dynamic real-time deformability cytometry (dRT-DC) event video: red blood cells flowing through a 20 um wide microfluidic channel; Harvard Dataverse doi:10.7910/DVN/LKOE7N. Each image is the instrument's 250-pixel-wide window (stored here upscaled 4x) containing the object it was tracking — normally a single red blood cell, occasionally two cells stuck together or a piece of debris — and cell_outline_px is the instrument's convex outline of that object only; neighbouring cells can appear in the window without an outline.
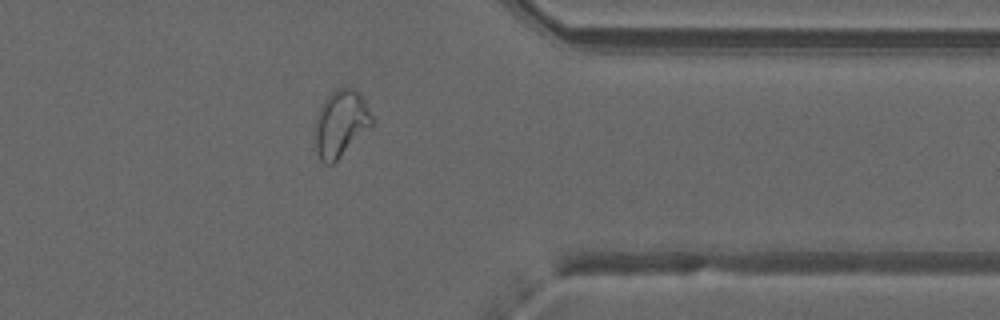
{"species": "common noctule bat (a hibernating species)", "species_latin": "Nyctalus noctula", "temperature_condition": "warm", "stored_images_in_passage": 36, "camera_frame_rate_fps": 3000, "um_per_image_px": 0.085, "animal": {"sex": "male", "forearm_length_mm": 52.5}, "frame": {"image": 1, "passage_image": 26, "time_ms": 8.333, "image_size_px": [1000, 320], "cell_outline_px": [[372, 124], [332, 164], [324, 164], [320, 160], [312, 148], [316, 120], [320, 108], [324, 100], [336, 88], [356, 88], [360, 92], [372, 116]], "centroid_in_image_um": [28.9, 10.51], "position_along_channel_um": 382.5, "area_um2": 22.02}, "authors_computed_cell_mechanics": {"area_um2": 21.7039, "velocity_mm_per_s": 4.0189, "shape_relaxation_time_tau1_ms": null, "shape_relaxation_time_tau2_ms": 1.3323, "deformation_change_tau1": null, "deformation_change_tau2": 0.0871}}